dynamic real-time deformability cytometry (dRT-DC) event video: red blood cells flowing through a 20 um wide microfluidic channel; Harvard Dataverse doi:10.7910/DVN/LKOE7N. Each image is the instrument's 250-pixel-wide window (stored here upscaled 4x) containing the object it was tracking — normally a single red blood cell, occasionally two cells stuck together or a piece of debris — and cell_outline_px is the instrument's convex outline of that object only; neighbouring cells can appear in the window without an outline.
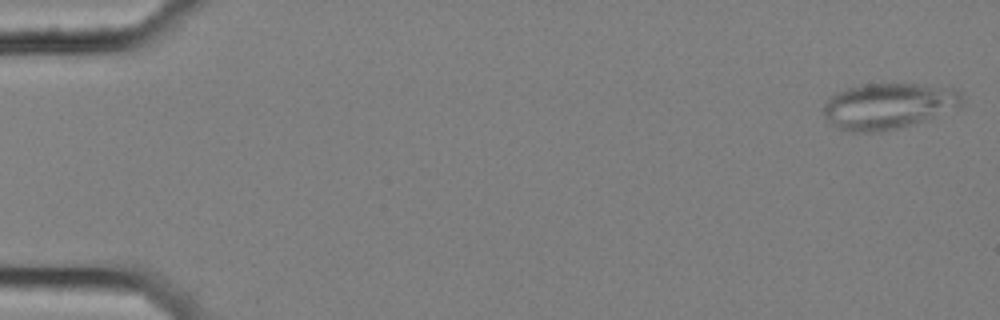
{"species": "common noctule bat (a hibernating species)", "species_latin": "Nyctalus noctula", "temperature_condition": "cold", "stored_images_in_passage": 57, "segment_of_instrument_passage": [1, 2], "camera_frame_rate_fps": 3000, "um_per_image_px": 0.085, "animal": {"sex": "female", "body_mass_g": 25.1}, "frame": {"image": 1, "passage_image": 2, "time_ms": 0.333, "image_size_px": [1000, 320], "cell_outline_px": [[964, 104], [960, 108], [896, 128], [880, 132], [848, 132], [836, 128], [828, 124], [824, 116], [824, 104], [828, 96], [836, 92], [848, 88], [864, 84], [916, 84], [956, 88], [960, 92]], "centroid_in_image_um": [75.47, 9.01], "position_along_channel_um": 9.5, "area_um2": 37.28}}